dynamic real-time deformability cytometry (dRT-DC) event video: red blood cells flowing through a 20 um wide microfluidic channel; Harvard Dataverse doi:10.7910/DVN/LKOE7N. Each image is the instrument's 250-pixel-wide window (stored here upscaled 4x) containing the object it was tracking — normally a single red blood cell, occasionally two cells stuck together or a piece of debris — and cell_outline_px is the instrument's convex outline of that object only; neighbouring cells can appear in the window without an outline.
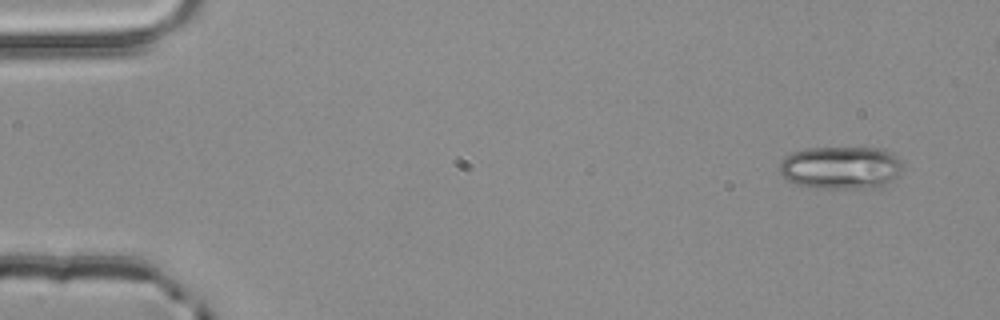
{"species": "common noctule bat (a hibernating species)", "species_latin": "Nyctalus noctula", "temperature_condition": "room temperature", "stored_images_in_passage": 4, "camera_frame_rate_fps": 3000, "um_per_image_px": 0.085, "animal": {"sex": "male", "body_mass_g": 20.4}, "frame": {"image": 1, "passage_image": 1, "time_ms": 0.0, "image_size_px": [1000, 320], "cell_outline_px": [[900, 172], [884, 188], [816, 188], [796, 184], [780, 176], [776, 168], [784, 156], [792, 152], [808, 148], [880, 148], [892, 152], [900, 160]], "centroid_in_image_um": [71.42, 14.26], "position_along_channel_um": 13.6, "area_um2": 31.21}}